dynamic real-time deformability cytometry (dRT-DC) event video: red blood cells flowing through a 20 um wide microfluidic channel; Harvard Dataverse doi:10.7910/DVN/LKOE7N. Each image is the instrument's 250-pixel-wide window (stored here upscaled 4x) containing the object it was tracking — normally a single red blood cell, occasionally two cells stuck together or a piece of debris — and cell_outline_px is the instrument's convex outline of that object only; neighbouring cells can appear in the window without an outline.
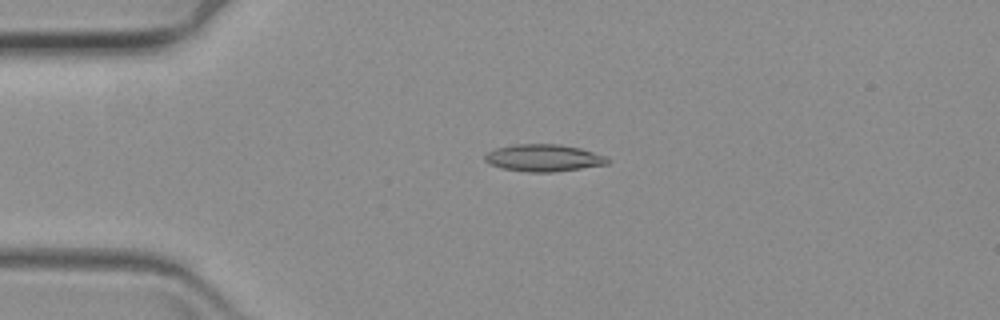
{"species": "common noctule bat (a hibernating species)", "species_latin": "Nyctalus noctula", "temperature_condition": "warm", "stored_images_in_passage": 62, "camera_frame_rate_fps": 3000, "um_per_image_px": 0.085, "animal": {"sex": "female", "body_mass_g": 19.3, "forearm_length_mm": 54.1}, "frame": {"image": 1, "passage_image": 15, "time_ms": 4.667, "image_size_px": [1000, 320], "cell_outline_px": [[608, 164], [552, 172], [528, 172], [500, 168], [484, 160], [484, 156], [488, 152], [496, 148], [516, 144], [560, 144], [580, 148], [604, 156], [608, 160]], "centroid_in_image_um": [46.17, 13.42], "position_along_channel_um": 38.8, "area_um2": 19.13}}
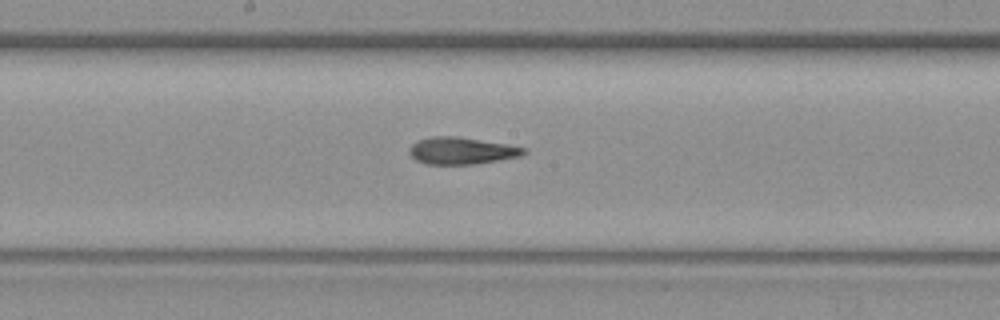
{"frame": {"image": 2, "passage_image": 33, "time_ms": 10.667, "image_size_px": [1000, 320], "cell_outline_px": [[528, 152], [520, 156], [476, 164], [424, 164], [416, 160], [408, 152], [408, 148], [416, 140], [432, 136], [456, 136], [508, 144], [528, 148]], "centroid_in_image_um": [39.23, 12.81], "position_along_channel_um": 209.0, "area_um2": 18.21}}
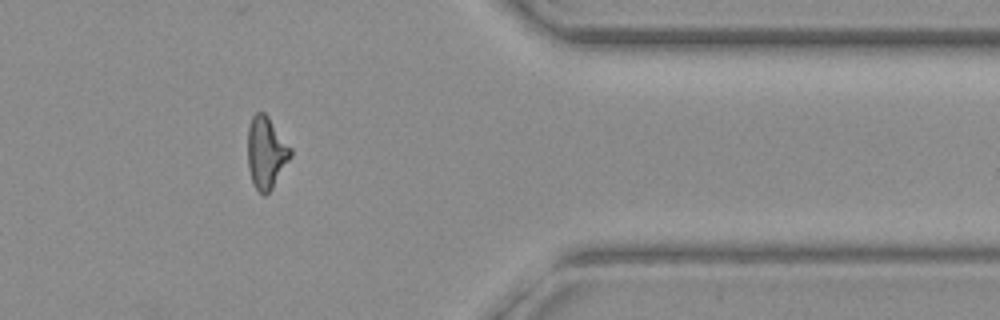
{"frame": {"image": 3, "passage_image": 51, "time_ms": 16.667, "image_size_px": [1000, 320], "cell_outline_px": [[292, 156], [272, 188], [264, 196], [252, 184], [248, 168], [248, 128], [252, 116], [256, 112], [264, 112], [268, 116], [292, 148]], "centroid_in_image_um": [22.63, 12.97], "position_along_channel_um": 388.8, "area_um2": 18.03}}